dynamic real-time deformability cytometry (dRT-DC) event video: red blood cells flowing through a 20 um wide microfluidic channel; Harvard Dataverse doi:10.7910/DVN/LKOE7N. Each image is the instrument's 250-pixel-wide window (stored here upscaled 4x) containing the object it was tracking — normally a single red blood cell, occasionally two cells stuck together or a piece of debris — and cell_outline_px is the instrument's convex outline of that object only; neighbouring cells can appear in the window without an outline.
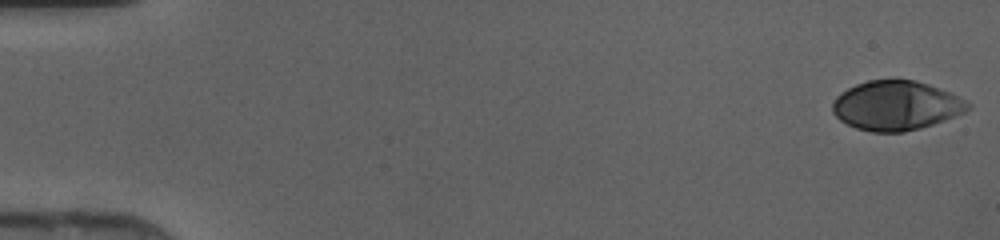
{"species": "human", "species_latin": "Homo sapiens", "temperature_condition": "cold", "stored_images_in_passage": 46, "camera_frame_rate_fps": 3000, "um_per_image_px": 0.085, "donor": {"sex": "female"}, "frame": {"image": 1, "passage_image": 1, "time_ms": 0.0, "image_size_px": [1000, 240], "cell_outline_px": [[972, 108], [964, 112], [944, 120], [920, 128], [904, 132], [872, 132], [856, 128], [840, 120], [832, 112], [832, 104], [836, 96], [848, 88], [856, 84], [868, 80], [896, 76], [916, 80], [928, 84], [948, 92], [972, 104]], "centroid_in_image_um": [76.15, 8.94], "position_along_channel_um": 8.9, "area_um2": 39.42}}
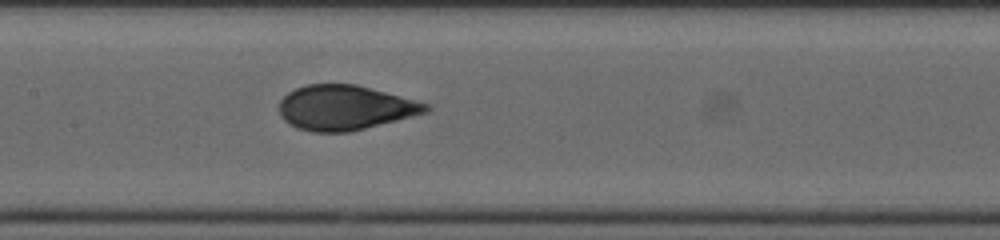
{"frame": {"image": 2, "passage_image": 23, "time_ms": 7.333, "image_size_px": [1000, 240], "cell_outline_px": [[432, 108], [428, 112], [348, 132], [312, 132], [296, 128], [284, 120], [280, 116], [280, 100], [288, 92], [296, 88], [308, 84], [356, 84], [432, 104]], "centroid_in_image_um": [29.34, 9.15], "position_along_channel_um": 178.1, "area_um2": 38.26}}
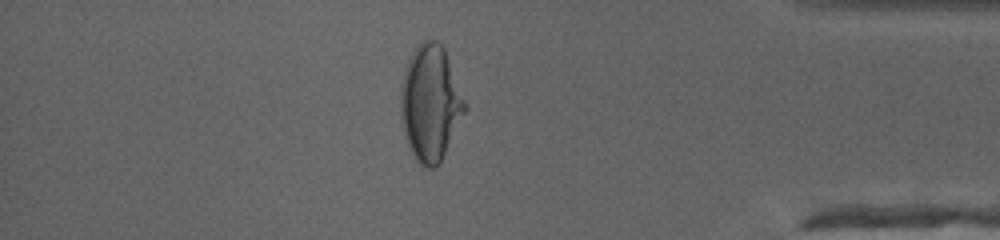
{"frame": {"image": 3, "passage_image": 40, "time_ms": 13.0, "image_size_px": [1000, 240], "cell_outline_px": [[468, 108], [440, 164], [436, 168], [424, 168], [412, 156], [408, 148], [404, 136], [400, 120], [400, 84], [404, 68], [412, 52], [424, 40], [436, 40], [444, 48]], "centroid_in_image_um": [36.56, 8.82], "position_along_channel_um": 398.6, "area_um2": 43.93}}